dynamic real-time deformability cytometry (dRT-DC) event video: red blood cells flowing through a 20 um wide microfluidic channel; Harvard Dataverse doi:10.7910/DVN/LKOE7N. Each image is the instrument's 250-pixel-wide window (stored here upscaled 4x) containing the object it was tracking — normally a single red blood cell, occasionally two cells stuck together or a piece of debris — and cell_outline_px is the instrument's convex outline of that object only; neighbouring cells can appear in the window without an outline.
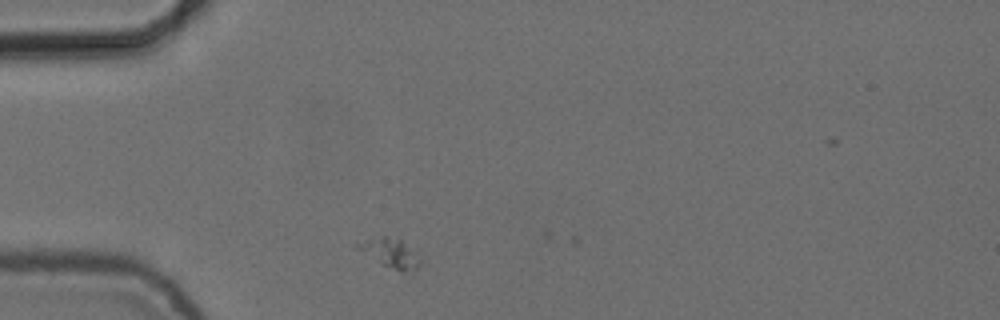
{"species": "common noctule bat (a hibernating species)", "species_latin": "Nyctalus noctula", "temperature_condition": "cold", "stored_images_in_passage": 2, "camera_frame_rate_fps": 3000, "um_per_image_px": 0.085, "animal": {"sex": "female", "body_mass_g": 24.6, "forearm_length_mm": 56.2}, "frame": {"image": 1, "passage_image": 1, "time_ms": 0.0, "image_size_px": [1000, 320], "cell_outline_px": [[420, 264], [412, 272], [400, 272], [380, 264], [356, 248], [360, 244], [368, 240], [380, 236], [384, 236], [400, 240], [420, 260]], "centroid_in_image_um": [33.19, 21.57], "position_along_channel_um": 51.8, "area_um2": 10.0}}